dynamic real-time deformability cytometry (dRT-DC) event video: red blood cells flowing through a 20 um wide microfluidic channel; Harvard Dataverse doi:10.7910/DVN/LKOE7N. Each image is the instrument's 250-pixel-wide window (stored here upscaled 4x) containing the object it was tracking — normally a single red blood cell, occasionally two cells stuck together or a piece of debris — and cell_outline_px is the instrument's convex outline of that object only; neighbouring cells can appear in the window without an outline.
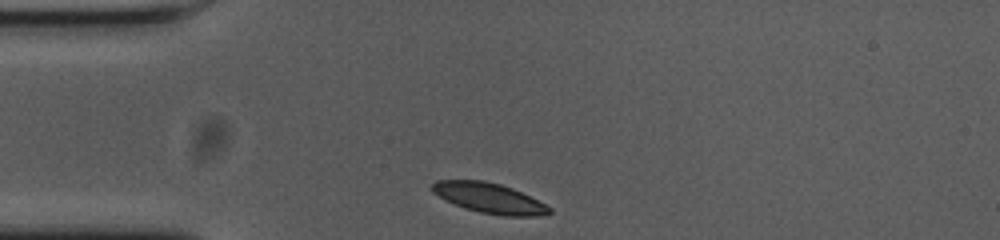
{"species": "common noctule bat (a hibernating species)", "species_latin": "Nyctalus noctula", "temperature_condition": "cold", "stored_images_in_passage": 32, "camera_frame_rate_fps": 3000, "um_per_image_px": 0.085, "animal": {"sex": "female", "body_mass_g": 23.0, "forearm_length_mm": 53.4}, "frame": {"image": 1, "passage_image": 1, "time_ms": 0.0, "image_size_px": [1000, 240], "cell_outline_px": [[552, 212], [548, 216], [504, 216], [480, 212], [464, 208], [432, 192], [432, 184], [436, 180], [484, 180], [500, 184], [512, 188], [552, 208]], "centroid_in_image_um": [41.62, 16.84], "position_along_channel_um": 43.4, "area_um2": 20.4}}
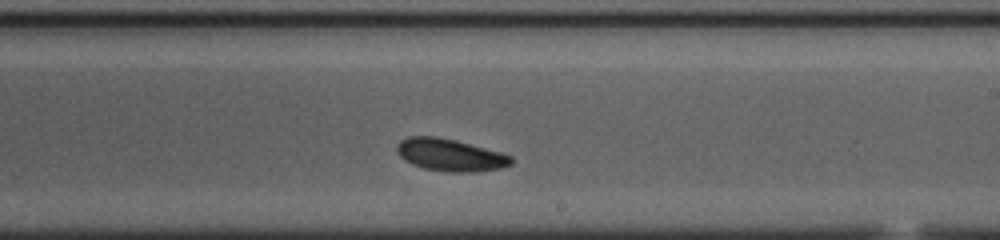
{"frame": {"image": 2, "passage_image": 20, "time_ms": 6.333, "image_size_px": [1000, 240], "cell_outline_px": [[512, 164], [500, 168], [476, 172], [448, 172], [424, 168], [412, 164], [404, 160], [396, 152], [396, 144], [400, 140], [408, 136], [436, 136], [456, 140], [500, 152], [512, 156]], "centroid_in_image_um": [38.23, 13.17], "position_along_channel_um": 250.8, "area_um2": 21.62}}
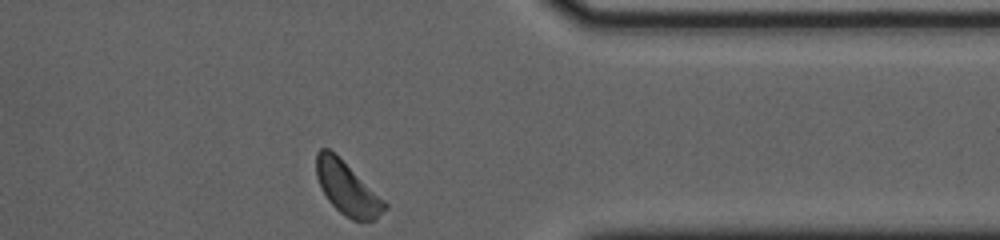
{"frame": {"image": 3, "passage_image": 32, "time_ms": 10.333, "image_size_px": [1000, 240], "cell_outline_px": [[388, 208], [372, 220], [352, 220], [344, 216], [328, 200], [316, 176], [316, 152], [320, 148], [328, 148], [384, 200], [388, 204]], "centroid_in_image_um": [29.49, 16.03], "position_along_channel_um": 381.9, "area_um2": 20.35}, "authors_computed_cell_mechanics": {"area_um2": 21.097, "velocity_mm_per_s": 3.6092, "shape_relaxation_time_tau1_ms": 2.2609, "shape_relaxation_time_tau2_ms": null, "deformation_change_tau1": 0.0717, "deformation_change_tau2": null}}